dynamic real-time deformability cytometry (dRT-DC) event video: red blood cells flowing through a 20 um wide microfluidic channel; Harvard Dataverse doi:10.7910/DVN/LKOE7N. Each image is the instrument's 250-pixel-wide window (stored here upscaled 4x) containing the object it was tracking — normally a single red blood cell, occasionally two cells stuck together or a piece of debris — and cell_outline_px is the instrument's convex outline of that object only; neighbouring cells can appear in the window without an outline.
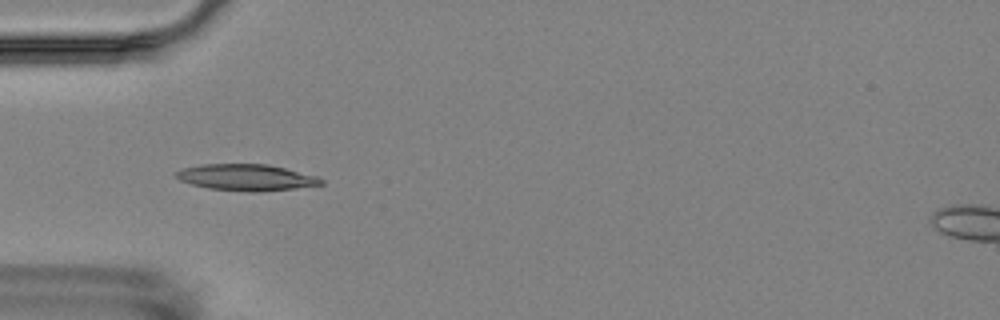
{"species": "Egyptian fruit bat (a non-hibernating species)", "species_latin": "Rousettus aegyptiacus", "temperature_condition": "room temperature", "stored_images_in_passage": 5, "camera_frame_rate_fps": 3000, "um_per_image_px": 0.085, "animal": {"sex": "female"}, "frame": {"image": 1, "passage_image": 5, "time_ms": 5.667, "image_size_px": [1000, 320], "cell_outline_px": [[324, 184], [296, 188], [256, 192], [248, 192], [208, 188], [192, 184], [180, 180], [172, 176], [172, 172], [180, 168], [204, 164], [268, 164], [316, 176], [324, 180]], "centroid_in_image_um": [20.87, 15.08], "position_along_channel_um": 64.1, "area_um2": 22.43}}